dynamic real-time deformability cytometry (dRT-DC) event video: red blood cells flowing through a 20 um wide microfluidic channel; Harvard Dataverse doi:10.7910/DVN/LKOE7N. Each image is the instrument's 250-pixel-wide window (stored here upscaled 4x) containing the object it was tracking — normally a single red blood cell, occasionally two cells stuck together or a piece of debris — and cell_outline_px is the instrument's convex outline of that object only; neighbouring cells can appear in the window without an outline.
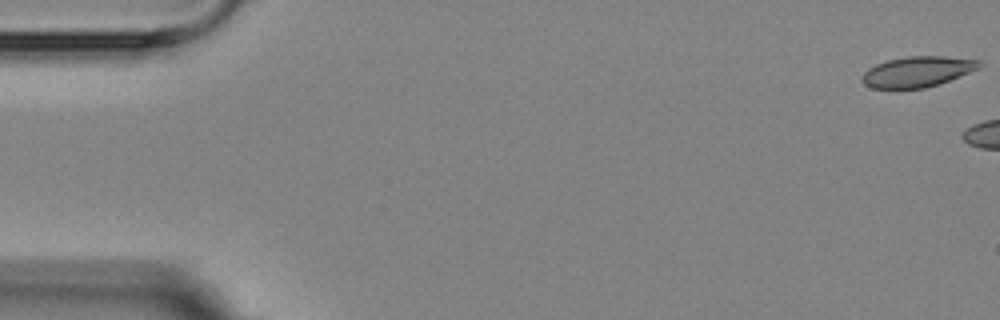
{"species": "Egyptian fruit bat (a non-hibernating species)", "species_latin": "Rousettus aegyptiacus", "temperature_condition": "room temperature", "stored_images_in_passage": 2, "camera_frame_rate_fps": 3000, "um_per_image_px": 0.085, "animal": {"sex": "female"}, "frame": {"image": 1, "passage_image": 1, "time_ms": 0.0, "image_size_px": [1000, 320], "cell_outline_px": [[984, 64], [980, 68], [940, 84], [924, 88], [872, 88], [864, 84], [860, 80], [860, 76], [868, 68], [876, 64], [888, 60], [908, 56], [944, 56], [980, 60]], "centroid_in_image_um": [77.99, 6.09], "position_along_channel_um": 7.0, "area_um2": 21.04}}